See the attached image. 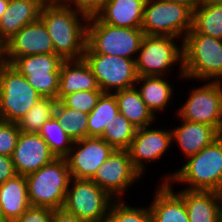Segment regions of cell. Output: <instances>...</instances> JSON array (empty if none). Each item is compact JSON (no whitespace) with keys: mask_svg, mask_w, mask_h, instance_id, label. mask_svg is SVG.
Instances as JSON below:
<instances>
[{"mask_svg":"<svg viewBox=\"0 0 222 222\" xmlns=\"http://www.w3.org/2000/svg\"><path fill=\"white\" fill-rule=\"evenodd\" d=\"M16 174L12 157L0 155V185Z\"/></svg>","mask_w":222,"mask_h":222,"instance_id":"obj_38","label":"cell"},{"mask_svg":"<svg viewBox=\"0 0 222 222\" xmlns=\"http://www.w3.org/2000/svg\"><path fill=\"white\" fill-rule=\"evenodd\" d=\"M193 26V9L189 6L146 0L141 29L146 35L177 37L182 41Z\"/></svg>","mask_w":222,"mask_h":222,"instance_id":"obj_8","label":"cell"},{"mask_svg":"<svg viewBox=\"0 0 222 222\" xmlns=\"http://www.w3.org/2000/svg\"><path fill=\"white\" fill-rule=\"evenodd\" d=\"M55 155L39 133L21 132L12 155L17 174L26 176L52 162Z\"/></svg>","mask_w":222,"mask_h":222,"instance_id":"obj_17","label":"cell"},{"mask_svg":"<svg viewBox=\"0 0 222 222\" xmlns=\"http://www.w3.org/2000/svg\"><path fill=\"white\" fill-rule=\"evenodd\" d=\"M161 1L186 5L193 10H195L197 7L203 4V0H161Z\"/></svg>","mask_w":222,"mask_h":222,"instance_id":"obj_40","label":"cell"},{"mask_svg":"<svg viewBox=\"0 0 222 222\" xmlns=\"http://www.w3.org/2000/svg\"><path fill=\"white\" fill-rule=\"evenodd\" d=\"M176 185L156 184L149 203L153 222H189L184 200L175 192Z\"/></svg>","mask_w":222,"mask_h":222,"instance_id":"obj_19","label":"cell"},{"mask_svg":"<svg viewBox=\"0 0 222 222\" xmlns=\"http://www.w3.org/2000/svg\"><path fill=\"white\" fill-rule=\"evenodd\" d=\"M185 160L178 169L162 176L160 183L179 184L191 191L222 192V134Z\"/></svg>","mask_w":222,"mask_h":222,"instance_id":"obj_2","label":"cell"},{"mask_svg":"<svg viewBox=\"0 0 222 222\" xmlns=\"http://www.w3.org/2000/svg\"><path fill=\"white\" fill-rule=\"evenodd\" d=\"M43 4L66 3V0H40Z\"/></svg>","mask_w":222,"mask_h":222,"instance_id":"obj_43","label":"cell"},{"mask_svg":"<svg viewBox=\"0 0 222 222\" xmlns=\"http://www.w3.org/2000/svg\"><path fill=\"white\" fill-rule=\"evenodd\" d=\"M83 58L103 93L113 94L135 86L138 74L134 59L101 53H84Z\"/></svg>","mask_w":222,"mask_h":222,"instance_id":"obj_11","label":"cell"},{"mask_svg":"<svg viewBox=\"0 0 222 222\" xmlns=\"http://www.w3.org/2000/svg\"><path fill=\"white\" fill-rule=\"evenodd\" d=\"M141 28L116 27L89 17L84 53H101L136 59L144 37Z\"/></svg>","mask_w":222,"mask_h":222,"instance_id":"obj_5","label":"cell"},{"mask_svg":"<svg viewBox=\"0 0 222 222\" xmlns=\"http://www.w3.org/2000/svg\"><path fill=\"white\" fill-rule=\"evenodd\" d=\"M188 33H201L222 40V3H203L193 10V26Z\"/></svg>","mask_w":222,"mask_h":222,"instance_id":"obj_27","label":"cell"},{"mask_svg":"<svg viewBox=\"0 0 222 222\" xmlns=\"http://www.w3.org/2000/svg\"><path fill=\"white\" fill-rule=\"evenodd\" d=\"M0 222H6L4 220V216H3V213H2V210H1V205H0Z\"/></svg>","mask_w":222,"mask_h":222,"instance_id":"obj_45","label":"cell"},{"mask_svg":"<svg viewBox=\"0 0 222 222\" xmlns=\"http://www.w3.org/2000/svg\"><path fill=\"white\" fill-rule=\"evenodd\" d=\"M136 130L137 128L119 112L105 127L100 138L114 149L127 150L131 145Z\"/></svg>","mask_w":222,"mask_h":222,"instance_id":"obj_31","label":"cell"},{"mask_svg":"<svg viewBox=\"0 0 222 222\" xmlns=\"http://www.w3.org/2000/svg\"><path fill=\"white\" fill-rule=\"evenodd\" d=\"M119 113L114 94L103 93L94 109L88 114V137H100L105 127Z\"/></svg>","mask_w":222,"mask_h":222,"instance_id":"obj_28","label":"cell"},{"mask_svg":"<svg viewBox=\"0 0 222 222\" xmlns=\"http://www.w3.org/2000/svg\"><path fill=\"white\" fill-rule=\"evenodd\" d=\"M39 135L56 158H65L74 143L54 116L43 124Z\"/></svg>","mask_w":222,"mask_h":222,"instance_id":"obj_32","label":"cell"},{"mask_svg":"<svg viewBox=\"0 0 222 222\" xmlns=\"http://www.w3.org/2000/svg\"><path fill=\"white\" fill-rule=\"evenodd\" d=\"M152 125L138 128L127 149L135 169L145 178L148 164L159 162L172 147L171 127L156 128ZM159 160V161H158Z\"/></svg>","mask_w":222,"mask_h":222,"instance_id":"obj_14","label":"cell"},{"mask_svg":"<svg viewBox=\"0 0 222 222\" xmlns=\"http://www.w3.org/2000/svg\"><path fill=\"white\" fill-rule=\"evenodd\" d=\"M0 205L6 222H13L31 206L25 176L16 174L0 185Z\"/></svg>","mask_w":222,"mask_h":222,"instance_id":"obj_24","label":"cell"},{"mask_svg":"<svg viewBox=\"0 0 222 222\" xmlns=\"http://www.w3.org/2000/svg\"><path fill=\"white\" fill-rule=\"evenodd\" d=\"M43 3L40 0H15L0 18V47L23 26L36 22Z\"/></svg>","mask_w":222,"mask_h":222,"instance_id":"obj_22","label":"cell"},{"mask_svg":"<svg viewBox=\"0 0 222 222\" xmlns=\"http://www.w3.org/2000/svg\"><path fill=\"white\" fill-rule=\"evenodd\" d=\"M52 212L50 207L30 206L13 222H51Z\"/></svg>","mask_w":222,"mask_h":222,"instance_id":"obj_36","label":"cell"},{"mask_svg":"<svg viewBox=\"0 0 222 222\" xmlns=\"http://www.w3.org/2000/svg\"><path fill=\"white\" fill-rule=\"evenodd\" d=\"M175 192L184 200L189 222H218V192L183 188Z\"/></svg>","mask_w":222,"mask_h":222,"instance_id":"obj_25","label":"cell"},{"mask_svg":"<svg viewBox=\"0 0 222 222\" xmlns=\"http://www.w3.org/2000/svg\"><path fill=\"white\" fill-rule=\"evenodd\" d=\"M115 149L100 137H86L74 141L65 157L70 176L76 179L91 180L97 169L107 160Z\"/></svg>","mask_w":222,"mask_h":222,"instance_id":"obj_16","label":"cell"},{"mask_svg":"<svg viewBox=\"0 0 222 222\" xmlns=\"http://www.w3.org/2000/svg\"><path fill=\"white\" fill-rule=\"evenodd\" d=\"M184 80L222 82V40L201 33H187L183 40Z\"/></svg>","mask_w":222,"mask_h":222,"instance_id":"obj_3","label":"cell"},{"mask_svg":"<svg viewBox=\"0 0 222 222\" xmlns=\"http://www.w3.org/2000/svg\"><path fill=\"white\" fill-rule=\"evenodd\" d=\"M101 90L90 66L81 59L64 60L60 67L57 100L73 92Z\"/></svg>","mask_w":222,"mask_h":222,"instance_id":"obj_21","label":"cell"},{"mask_svg":"<svg viewBox=\"0 0 222 222\" xmlns=\"http://www.w3.org/2000/svg\"><path fill=\"white\" fill-rule=\"evenodd\" d=\"M91 180L115 200H125L123 196L140 183L142 175L133 166L128 150L115 149Z\"/></svg>","mask_w":222,"mask_h":222,"instance_id":"obj_12","label":"cell"},{"mask_svg":"<svg viewBox=\"0 0 222 222\" xmlns=\"http://www.w3.org/2000/svg\"><path fill=\"white\" fill-rule=\"evenodd\" d=\"M54 117L74 141L88 137V114L66 107L61 101H57Z\"/></svg>","mask_w":222,"mask_h":222,"instance_id":"obj_29","label":"cell"},{"mask_svg":"<svg viewBox=\"0 0 222 222\" xmlns=\"http://www.w3.org/2000/svg\"><path fill=\"white\" fill-rule=\"evenodd\" d=\"M217 219H218V222H222V192L218 193Z\"/></svg>","mask_w":222,"mask_h":222,"instance_id":"obj_41","label":"cell"},{"mask_svg":"<svg viewBox=\"0 0 222 222\" xmlns=\"http://www.w3.org/2000/svg\"><path fill=\"white\" fill-rule=\"evenodd\" d=\"M8 4H9L8 2H5L4 0H0V18L6 11Z\"/></svg>","mask_w":222,"mask_h":222,"instance_id":"obj_42","label":"cell"},{"mask_svg":"<svg viewBox=\"0 0 222 222\" xmlns=\"http://www.w3.org/2000/svg\"><path fill=\"white\" fill-rule=\"evenodd\" d=\"M135 86L139 90L142 100L156 118L168 109L170 112L171 108L168 107L173 104L171 102L176 91L172 80L170 81V76H138Z\"/></svg>","mask_w":222,"mask_h":222,"instance_id":"obj_20","label":"cell"},{"mask_svg":"<svg viewBox=\"0 0 222 222\" xmlns=\"http://www.w3.org/2000/svg\"><path fill=\"white\" fill-rule=\"evenodd\" d=\"M146 0H109L96 14L103 23L128 28H141Z\"/></svg>","mask_w":222,"mask_h":222,"instance_id":"obj_23","label":"cell"},{"mask_svg":"<svg viewBox=\"0 0 222 222\" xmlns=\"http://www.w3.org/2000/svg\"><path fill=\"white\" fill-rule=\"evenodd\" d=\"M41 97L24 75L0 59V120L17 123Z\"/></svg>","mask_w":222,"mask_h":222,"instance_id":"obj_7","label":"cell"},{"mask_svg":"<svg viewBox=\"0 0 222 222\" xmlns=\"http://www.w3.org/2000/svg\"><path fill=\"white\" fill-rule=\"evenodd\" d=\"M113 94L116 97L119 112L137 129L152 125L159 120L148 109L136 86L114 92Z\"/></svg>","mask_w":222,"mask_h":222,"instance_id":"obj_26","label":"cell"},{"mask_svg":"<svg viewBox=\"0 0 222 222\" xmlns=\"http://www.w3.org/2000/svg\"><path fill=\"white\" fill-rule=\"evenodd\" d=\"M5 2L12 3L15 0H4Z\"/></svg>","mask_w":222,"mask_h":222,"instance_id":"obj_46","label":"cell"},{"mask_svg":"<svg viewBox=\"0 0 222 222\" xmlns=\"http://www.w3.org/2000/svg\"><path fill=\"white\" fill-rule=\"evenodd\" d=\"M39 19L52 39L55 54L64 60L83 58L89 20L85 14L67 3L43 4Z\"/></svg>","mask_w":222,"mask_h":222,"instance_id":"obj_1","label":"cell"},{"mask_svg":"<svg viewBox=\"0 0 222 222\" xmlns=\"http://www.w3.org/2000/svg\"><path fill=\"white\" fill-rule=\"evenodd\" d=\"M57 99L41 97L17 122L21 132L39 133L43 124L54 116Z\"/></svg>","mask_w":222,"mask_h":222,"instance_id":"obj_30","label":"cell"},{"mask_svg":"<svg viewBox=\"0 0 222 222\" xmlns=\"http://www.w3.org/2000/svg\"><path fill=\"white\" fill-rule=\"evenodd\" d=\"M25 177L31 206L63 207L71 178L66 158H55Z\"/></svg>","mask_w":222,"mask_h":222,"instance_id":"obj_6","label":"cell"},{"mask_svg":"<svg viewBox=\"0 0 222 222\" xmlns=\"http://www.w3.org/2000/svg\"><path fill=\"white\" fill-rule=\"evenodd\" d=\"M19 135L17 123L0 120V155L12 157Z\"/></svg>","mask_w":222,"mask_h":222,"instance_id":"obj_35","label":"cell"},{"mask_svg":"<svg viewBox=\"0 0 222 222\" xmlns=\"http://www.w3.org/2000/svg\"><path fill=\"white\" fill-rule=\"evenodd\" d=\"M104 222H153L149 206H133L124 200H115Z\"/></svg>","mask_w":222,"mask_h":222,"instance_id":"obj_33","label":"cell"},{"mask_svg":"<svg viewBox=\"0 0 222 222\" xmlns=\"http://www.w3.org/2000/svg\"><path fill=\"white\" fill-rule=\"evenodd\" d=\"M64 59L55 53L16 58L11 65L42 95L57 99L60 67Z\"/></svg>","mask_w":222,"mask_h":222,"instance_id":"obj_13","label":"cell"},{"mask_svg":"<svg viewBox=\"0 0 222 222\" xmlns=\"http://www.w3.org/2000/svg\"><path fill=\"white\" fill-rule=\"evenodd\" d=\"M47 53H55L54 45L40 19L23 26L0 47V59L10 64L18 57Z\"/></svg>","mask_w":222,"mask_h":222,"instance_id":"obj_15","label":"cell"},{"mask_svg":"<svg viewBox=\"0 0 222 222\" xmlns=\"http://www.w3.org/2000/svg\"><path fill=\"white\" fill-rule=\"evenodd\" d=\"M203 3H206V4H217V3H222V0H203Z\"/></svg>","mask_w":222,"mask_h":222,"instance_id":"obj_44","label":"cell"},{"mask_svg":"<svg viewBox=\"0 0 222 222\" xmlns=\"http://www.w3.org/2000/svg\"><path fill=\"white\" fill-rule=\"evenodd\" d=\"M135 63L138 76H171V70L178 66L175 77L183 80V41L177 37L145 34Z\"/></svg>","mask_w":222,"mask_h":222,"instance_id":"obj_4","label":"cell"},{"mask_svg":"<svg viewBox=\"0 0 222 222\" xmlns=\"http://www.w3.org/2000/svg\"><path fill=\"white\" fill-rule=\"evenodd\" d=\"M109 0H66V3L72 5L88 18L96 16Z\"/></svg>","mask_w":222,"mask_h":222,"instance_id":"obj_37","label":"cell"},{"mask_svg":"<svg viewBox=\"0 0 222 222\" xmlns=\"http://www.w3.org/2000/svg\"><path fill=\"white\" fill-rule=\"evenodd\" d=\"M187 93L185 102L181 101L175 116L181 119L213 126L222 134V82L199 81ZM203 82V84H202Z\"/></svg>","mask_w":222,"mask_h":222,"instance_id":"obj_9","label":"cell"},{"mask_svg":"<svg viewBox=\"0 0 222 222\" xmlns=\"http://www.w3.org/2000/svg\"><path fill=\"white\" fill-rule=\"evenodd\" d=\"M102 94V90L78 91L65 95L60 101L66 107L89 114L96 106Z\"/></svg>","mask_w":222,"mask_h":222,"instance_id":"obj_34","label":"cell"},{"mask_svg":"<svg viewBox=\"0 0 222 222\" xmlns=\"http://www.w3.org/2000/svg\"><path fill=\"white\" fill-rule=\"evenodd\" d=\"M114 201L92 180L71 177L62 208L86 222H104Z\"/></svg>","mask_w":222,"mask_h":222,"instance_id":"obj_10","label":"cell"},{"mask_svg":"<svg viewBox=\"0 0 222 222\" xmlns=\"http://www.w3.org/2000/svg\"><path fill=\"white\" fill-rule=\"evenodd\" d=\"M51 222H86L74 214L65 211L63 208L53 209Z\"/></svg>","mask_w":222,"mask_h":222,"instance_id":"obj_39","label":"cell"},{"mask_svg":"<svg viewBox=\"0 0 222 222\" xmlns=\"http://www.w3.org/2000/svg\"><path fill=\"white\" fill-rule=\"evenodd\" d=\"M177 127L171 128L172 143L177 144L184 158L199 153L203 148L210 145L221 134L211 125L186 121L178 115ZM181 124V125H180Z\"/></svg>","mask_w":222,"mask_h":222,"instance_id":"obj_18","label":"cell"}]
</instances>
